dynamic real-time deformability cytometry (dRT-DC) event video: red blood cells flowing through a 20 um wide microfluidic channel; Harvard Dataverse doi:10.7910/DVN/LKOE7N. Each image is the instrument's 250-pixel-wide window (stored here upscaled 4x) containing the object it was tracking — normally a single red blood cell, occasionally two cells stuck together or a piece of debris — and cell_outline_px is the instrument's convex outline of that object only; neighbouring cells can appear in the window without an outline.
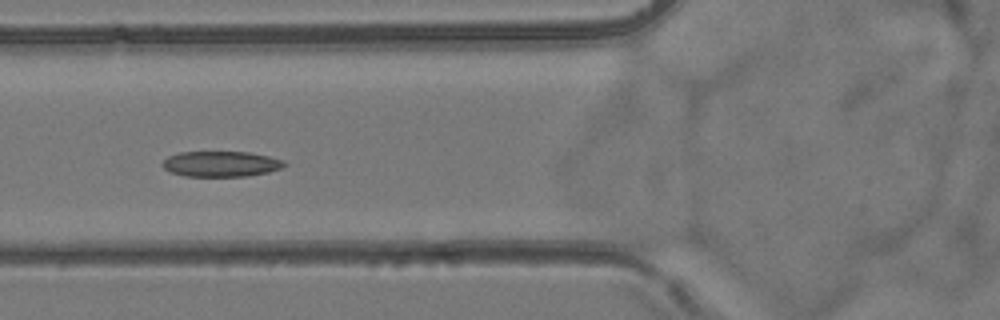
{"species": "common noctule bat (a hibernating species)", "species_latin": "Nyctalus noctula", "temperature_condition": "room temperature", "stored_images_in_passage": 4, "camera_frame_rate_fps": 3000, "um_per_image_px": 0.085, "animal": {"sex": "female", "body_mass_g": 24.6, "forearm_length_mm": 56.2}, "frame": {"image": 1, "passage_image": 3, "time_ms": 2.333, "image_size_px": [1000, 320], "cell_outline_px": [[288, 164], [280, 168], [268, 172], [248, 176], [184, 176], [172, 172], [164, 168], [160, 164], [168, 156], [180, 152], [248, 152], [268, 156], [284, 160]], "centroid_in_image_um": [18.78, 13.93], "position_along_channel_um": 107.0, "area_um2": 18.09}}
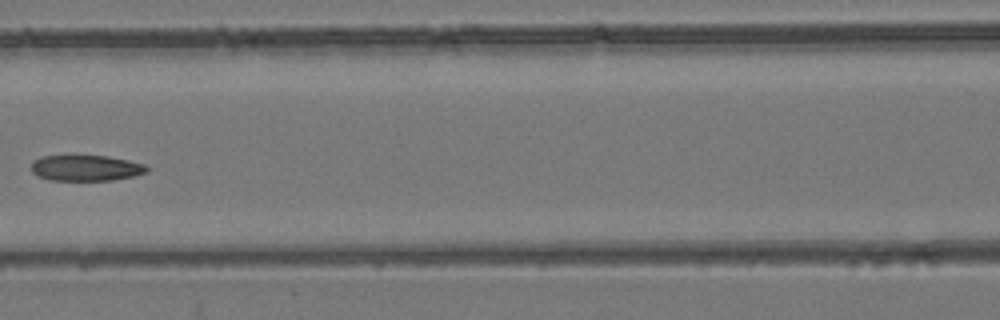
{"frame": {"image": 2, "passage_image": 4, "time_ms": 3.667, "image_size_px": [1000, 320], "cell_outline_px": [[148, 172], [132, 176], [112, 180], [48, 180], [36, 176], [32, 172], [32, 160], [40, 156], [108, 156], [128, 160], [144, 164], [148, 168]], "centroid_in_image_um": [7.27, 14.28], "position_along_channel_um": 159.3, "area_um2": 17.4}}